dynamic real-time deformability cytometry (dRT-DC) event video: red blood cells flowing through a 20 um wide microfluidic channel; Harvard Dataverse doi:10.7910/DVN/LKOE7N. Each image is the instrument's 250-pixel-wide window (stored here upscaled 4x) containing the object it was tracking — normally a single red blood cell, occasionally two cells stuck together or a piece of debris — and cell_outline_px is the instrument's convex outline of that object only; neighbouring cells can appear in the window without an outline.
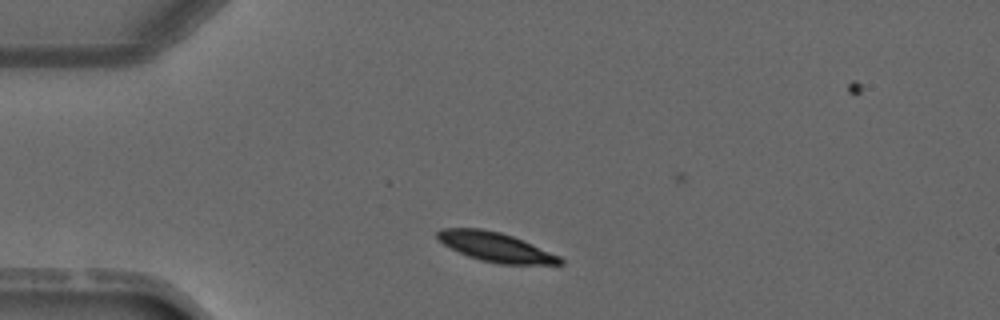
{"species": "common noctule bat (a hibernating species)", "species_latin": "Nyctalus noctula", "temperature_condition": "warm", "stored_images_in_passage": 4, "camera_frame_rate_fps": 3000, "um_per_image_px": 0.085, "animal": {"sex": "male", "forearm_length_mm": 52.5}, "frame": {"image": 1, "passage_image": 2, "time_ms": 1.333, "image_size_px": [1000, 320], "cell_outline_px": [[564, 264], [500, 264], [480, 260], [468, 256], [444, 244], [436, 236], [436, 232], [440, 228], [480, 228], [500, 232], [512, 236], [560, 256], [564, 260]], "centroid_in_image_um": [42.12, 20.99], "position_along_channel_um": 42.9, "area_um2": 20.69}}
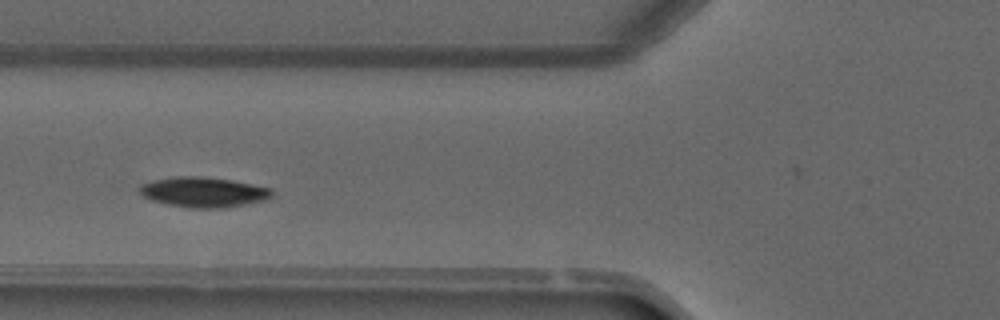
{"frame": {"image": 2, "passage_image": 4, "time_ms": 3.333, "image_size_px": [1000, 320], "cell_outline_px": [[272, 196], [268, 200], [224, 208], [188, 208], [168, 204], [152, 200], [144, 196], [140, 192], [140, 184], [152, 180], [172, 176], [204, 176], [232, 180], [272, 188]], "centroid_in_image_um": [17.32, 16.32], "position_along_channel_um": 108.5, "area_um2": 23.47}}